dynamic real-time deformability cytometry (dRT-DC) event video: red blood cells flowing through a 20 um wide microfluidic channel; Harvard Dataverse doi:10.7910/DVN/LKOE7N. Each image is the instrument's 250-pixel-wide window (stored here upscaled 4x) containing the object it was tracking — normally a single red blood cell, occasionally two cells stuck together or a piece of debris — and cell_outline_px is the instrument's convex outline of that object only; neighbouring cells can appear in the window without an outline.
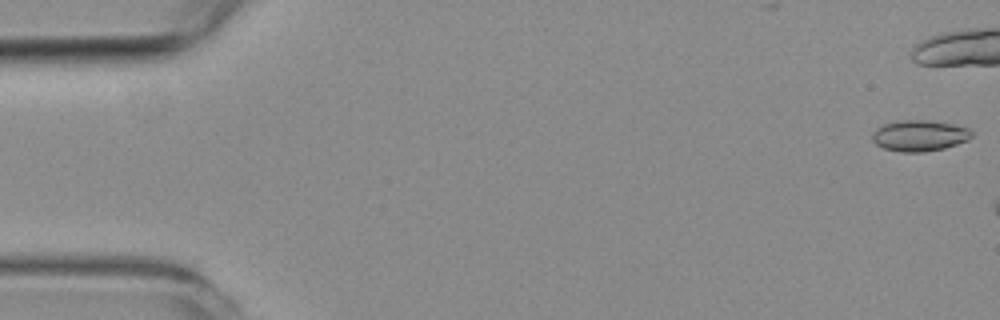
{"species": "common noctule bat (a hibernating species)", "species_latin": "Nyctalus noctula", "temperature_condition": "room temperature", "stored_images_in_passage": 7, "camera_frame_rate_fps": 3000, "um_per_image_px": 0.085, "animal": {"sex": "female", "body_mass_g": 19.3, "forearm_length_mm": 54.1}, "frame": {"image": 1, "passage_image": 1, "time_ms": 0.0, "image_size_px": [1000, 320], "cell_outline_px": [[972, 136], [968, 140], [944, 148], [924, 152], [900, 152], [884, 148], [876, 144], [872, 140], [872, 132], [876, 128], [884, 124], [900, 120], [924, 120], [952, 124], [968, 128], [972, 132]], "centroid_in_image_um": [78.13, 11.53], "position_along_channel_um": 6.9, "area_um2": 17.92}}